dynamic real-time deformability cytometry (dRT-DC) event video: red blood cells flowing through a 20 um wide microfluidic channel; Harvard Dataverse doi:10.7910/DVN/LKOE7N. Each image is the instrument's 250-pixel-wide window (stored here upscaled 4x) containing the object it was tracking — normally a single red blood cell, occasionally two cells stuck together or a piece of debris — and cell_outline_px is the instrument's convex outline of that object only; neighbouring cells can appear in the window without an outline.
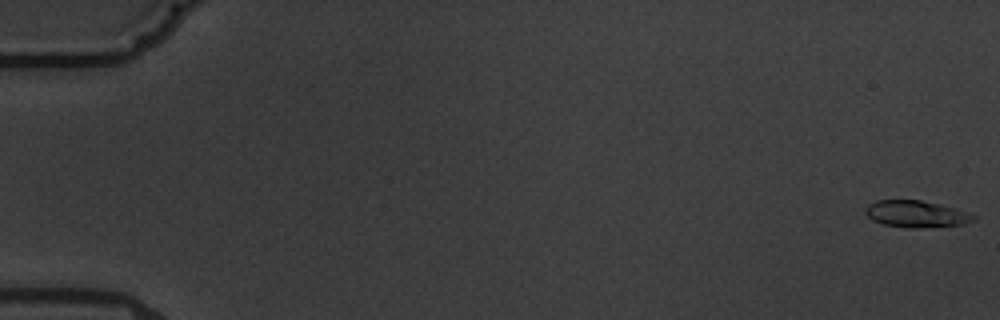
{"species": "common noctule bat (a hibernating species)", "species_latin": "Nyctalus noctula", "temperature_condition": "warm", "stored_images_in_passage": 6, "camera_frame_rate_fps": 3000, "um_per_image_px": 0.085, "animal": {"sex": "male", "body_mass_g": 19.5, "forearm_length_mm": 54.6}, "frame": {"image": 1, "passage_image": 1, "time_ms": 0.0, "image_size_px": [1000, 320], "cell_outline_px": [[976, 220], [964, 224], [920, 228], [904, 228], [884, 224], [872, 220], [864, 212], [864, 208], [868, 204], [876, 200], [920, 200], [940, 204], [976, 216]], "centroid_in_image_um": [77.82, 18.19], "position_along_channel_um": 7.2, "area_um2": 16.82}}
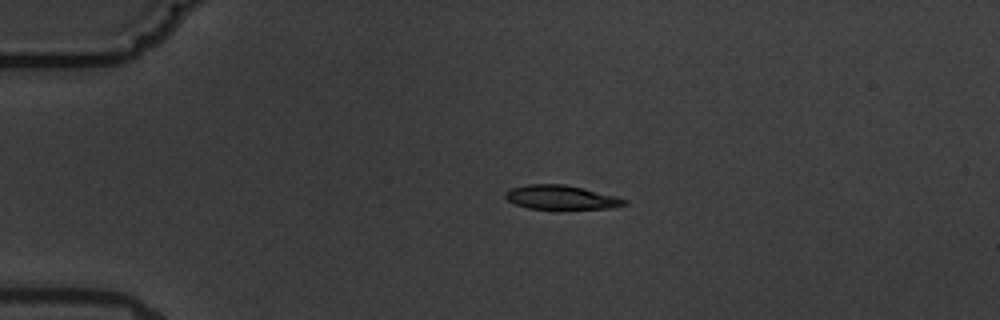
{"frame": {"image": 2, "passage_image": 4, "time_ms": 4.333, "image_size_px": [1000, 320], "cell_outline_px": [[628, 204], [612, 208], [556, 212], [528, 208], [516, 204], [508, 200], [504, 196], [504, 192], [512, 188], [528, 184], [564, 184], [616, 196], [628, 200]], "centroid_in_image_um": [47.72, 16.84], "position_along_channel_um": 37.3, "area_um2": 17.63}}
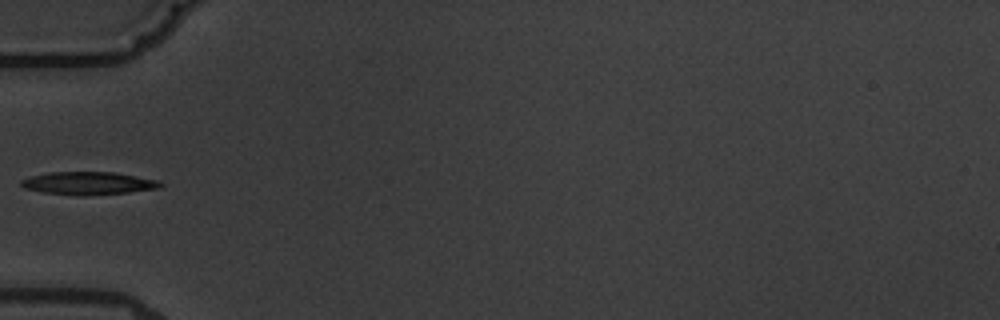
{"frame": {"image": 3, "passage_image": 6, "time_ms": 6.667, "image_size_px": [1000, 320], "cell_outline_px": [[164, 184], [160, 188], [128, 192], [84, 196], [76, 196], [44, 192], [24, 188], [20, 184], [20, 180], [28, 176], [48, 172], [116, 172], [160, 180]], "centroid_in_image_um": [7.52, 15.57], "position_along_channel_um": 77.5, "area_um2": 18.84}}